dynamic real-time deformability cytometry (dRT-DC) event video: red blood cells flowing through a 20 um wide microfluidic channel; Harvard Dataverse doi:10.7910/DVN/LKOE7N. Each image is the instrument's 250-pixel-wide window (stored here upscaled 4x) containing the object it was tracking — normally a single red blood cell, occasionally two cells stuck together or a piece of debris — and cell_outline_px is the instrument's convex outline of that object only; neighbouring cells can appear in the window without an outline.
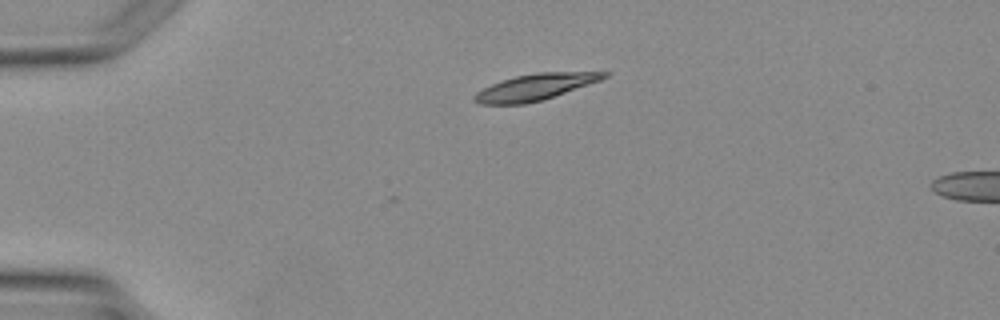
{"species": "Egyptian fruit bat (a non-hibernating species)", "species_latin": "Rousettus aegyptiacus", "temperature_condition": "warm", "stored_images_in_passage": 2, "camera_frame_rate_fps": 3000, "um_per_image_px": 0.085, "animal": {"sex": "female"}, "frame": {"image": 1, "passage_image": 1, "time_ms": 0.0, "image_size_px": [1000, 320], "cell_outline_px": [[612, 72], [608, 76], [600, 80], [540, 100], [524, 104], [480, 104], [472, 100], [472, 96], [476, 92], [500, 80], [516, 76], [536, 72]], "centroid_in_image_um": [45.43, 7.39], "position_along_channel_um": 39.6, "area_um2": 19.54}}